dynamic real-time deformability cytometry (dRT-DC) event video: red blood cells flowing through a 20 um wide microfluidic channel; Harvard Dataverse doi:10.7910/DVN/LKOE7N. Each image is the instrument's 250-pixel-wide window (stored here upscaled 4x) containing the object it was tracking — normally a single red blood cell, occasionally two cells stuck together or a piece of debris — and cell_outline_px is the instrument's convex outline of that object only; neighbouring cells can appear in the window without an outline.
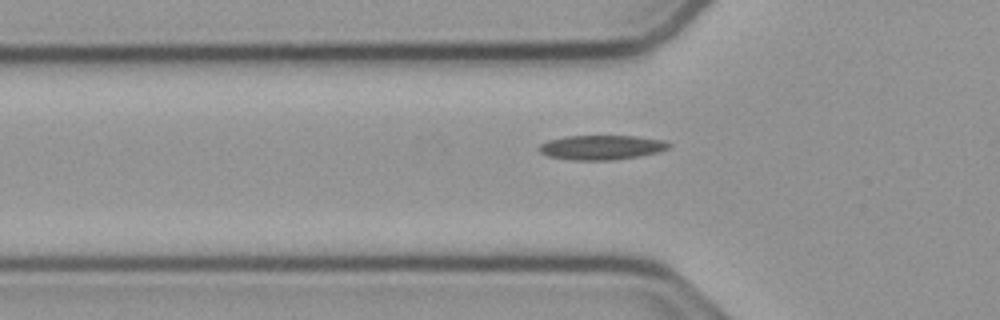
{"species": "common noctule bat (a hibernating species)", "species_latin": "Nyctalus noctula", "temperature_condition": "cold", "stored_images_in_passage": 39, "camera_frame_rate_fps": 3000, "um_per_image_px": 0.085, "animal": {"sex": "male", "body_mass_g": 23.1, "forearm_length_mm": 52.7}, "frame": {"image": 1, "passage_image": 7, "time_ms": 2.0, "image_size_px": [1000, 320], "cell_outline_px": [[672, 144], [668, 148], [660, 152], [612, 160], [572, 160], [548, 156], [540, 152], [540, 144], [548, 140], [564, 136], [636, 136], [664, 140]], "centroid_in_image_um": [51.14, 12.52], "position_along_channel_um": 74.7, "area_um2": 18.5}}
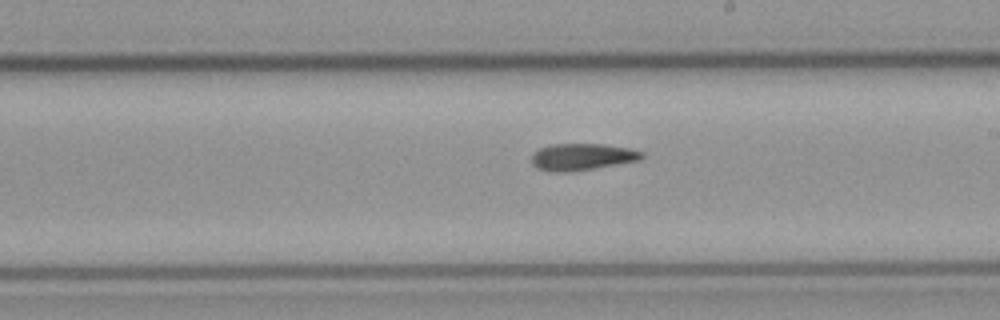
{"frame": {"image": 2, "passage_image": 20, "time_ms": 6.333, "image_size_px": [1000, 320], "cell_outline_px": [[644, 156], [640, 160], [592, 168], [564, 172], [548, 172], [536, 168], [532, 164], [532, 156], [540, 148], [552, 144], [604, 144], [628, 148], [644, 152]], "centroid_in_image_um": [49.46, 13.33], "position_along_channel_um": 239.5, "area_um2": 17.05}}
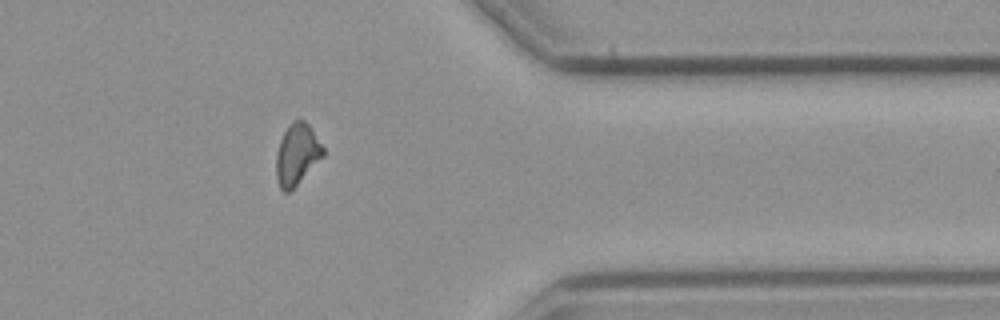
{"frame": {"image": 3, "passage_image": 33, "time_ms": 10.667, "image_size_px": [1000, 320], "cell_outline_px": [[324, 156], [288, 192], [284, 192], [280, 188], [276, 180], [276, 152], [280, 140], [288, 124], [292, 120], [304, 120], [308, 124], [324, 148]], "centroid_in_image_um": [25.22, 13.1], "position_along_channel_um": 386.2, "area_um2": 16.59}}